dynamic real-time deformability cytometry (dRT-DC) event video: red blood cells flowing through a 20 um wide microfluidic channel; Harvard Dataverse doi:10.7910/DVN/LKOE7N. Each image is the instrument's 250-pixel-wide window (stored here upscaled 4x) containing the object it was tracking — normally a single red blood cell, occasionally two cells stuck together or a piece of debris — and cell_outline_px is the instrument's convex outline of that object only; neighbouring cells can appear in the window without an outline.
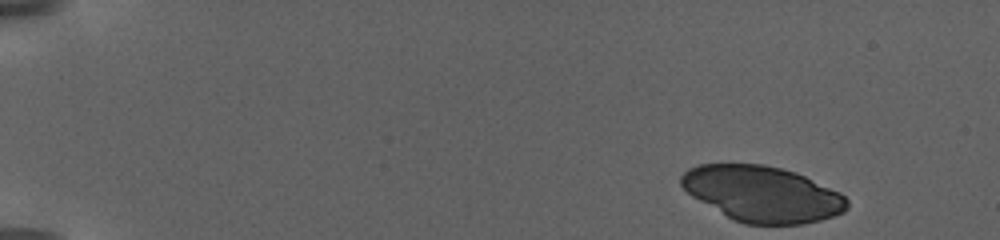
{"species": "human", "species_latin": "Homo sapiens", "temperature_condition": "warm", "stored_images_in_passage": 15, "camera_frame_rate_fps": 3000, "um_per_image_px": 0.085, "donor": {"sex": "female"}, "frame": {"image": 1, "passage_image": 1, "time_ms": 0.0, "image_size_px": [1000, 240], "cell_outline_px": [[848, 208], [844, 212], [820, 220], [800, 224], [744, 224], [732, 220], [692, 196], [680, 184], [680, 176], [688, 168], [700, 164], [764, 164], [796, 172], [840, 192], [848, 200]], "centroid_in_image_um": [64.79, 16.48], "position_along_channel_um": 20.2, "area_um2": 53.87}}